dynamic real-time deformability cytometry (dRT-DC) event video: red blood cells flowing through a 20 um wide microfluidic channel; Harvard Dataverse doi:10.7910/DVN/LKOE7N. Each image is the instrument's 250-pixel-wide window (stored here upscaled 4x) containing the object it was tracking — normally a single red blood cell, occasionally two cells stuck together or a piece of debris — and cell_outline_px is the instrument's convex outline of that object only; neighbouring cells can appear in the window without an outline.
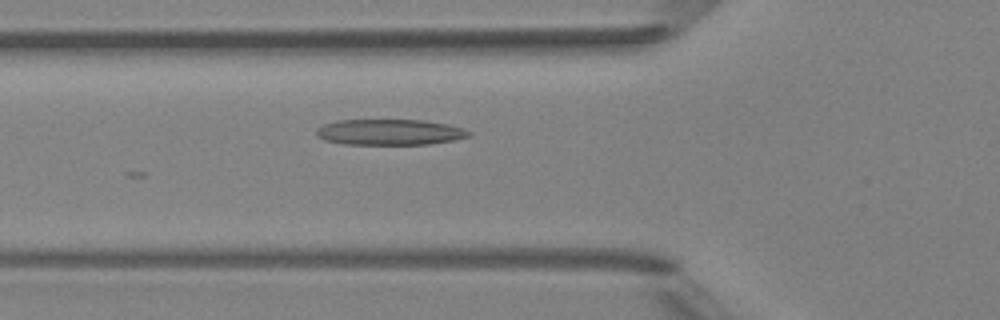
{"species": "Egyptian fruit bat (a non-hibernating species)", "species_latin": "Rousettus aegyptiacus", "temperature_condition": "room temperature", "stored_images_in_passage": 3, "camera_frame_rate_fps": 3000, "um_per_image_px": 0.085, "animal": {"sex": "female"}, "frame": {"image": 1, "passage_image": 3, "time_ms": 2.333, "image_size_px": [1000, 320], "cell_outline_px": [[472, 136], [452, 140], [428, 144], [344, 144], [324, 140], [316, 136], [316, 128], [324, 124], [336, 120], [424, 120], [448, 124], [464, 128], [472, 132]], "centroid_in_image_um": [33.13, 11.22], "position_along_channel_um": 92.7, "area_um2": 23.06}}